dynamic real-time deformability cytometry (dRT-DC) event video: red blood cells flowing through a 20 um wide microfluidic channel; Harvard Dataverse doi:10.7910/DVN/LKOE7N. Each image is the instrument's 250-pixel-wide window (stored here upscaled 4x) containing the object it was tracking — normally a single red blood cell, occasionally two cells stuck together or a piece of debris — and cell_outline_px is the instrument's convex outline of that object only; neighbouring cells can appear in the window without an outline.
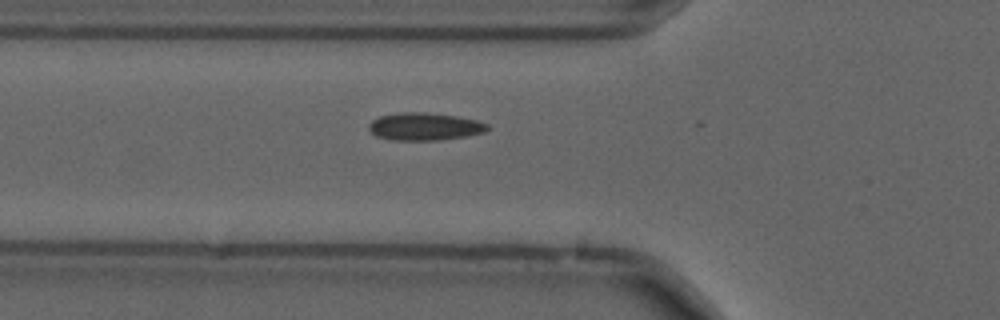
{"species": "common noctule bat (a hibernating species)", "species_latin": "Nyctalus noctula", "temperature_condition": "cold", "stored_images_in_passage": 43, "camera_frame_rate_fps": 3000, "um_per_image_px": 0.085, "animal": {"sex": "male", "forearm_length_mm": 52.5}, "frame": {"image": 1, "passage_image": 6, "time_ms": 1.667, "image_size_px": [1000, 320], "cell_outline_px": [[488, 128], [484, 132], [468, 136], [440, 140], [392, 140], [376, 136], [368, 128], [368, 124], [372, 120], [380, 116], [400, 112], [424, 112], [456, 116], [476, 120], [488, 124]], "centroid_in_image_um": [36.08, 10.76], "position_along_channel_um": 89.7, "area_um2": 19.07}}
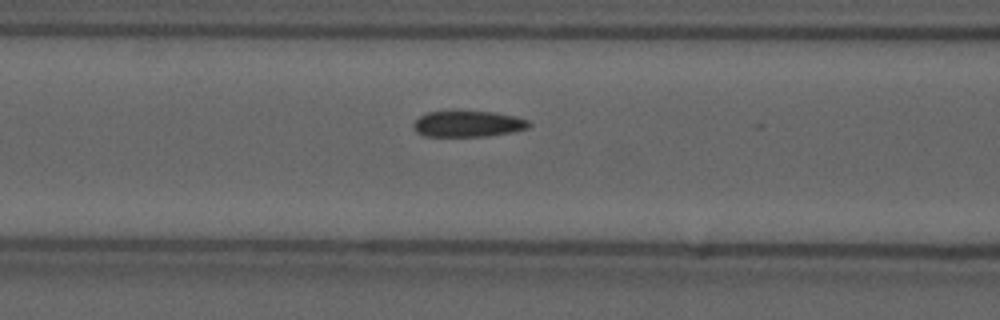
{"frame": {"image": 2, "passage_image": 9, "time_ms": 2.667, "image_size_px": [1000, 320], "cell_outline_px": [[532, 124], [528, 128], [512, 132], [488, 136], [424, 136], [416, 132], [412, 128], [412, 124], [420, 116], [428, 112], [492, 112], [516, 116], [528, 120]], "centroid_in_image_um": [39.78, 10.54], "position_along_channel_um": 126.8, "area_um2": 17.46}}
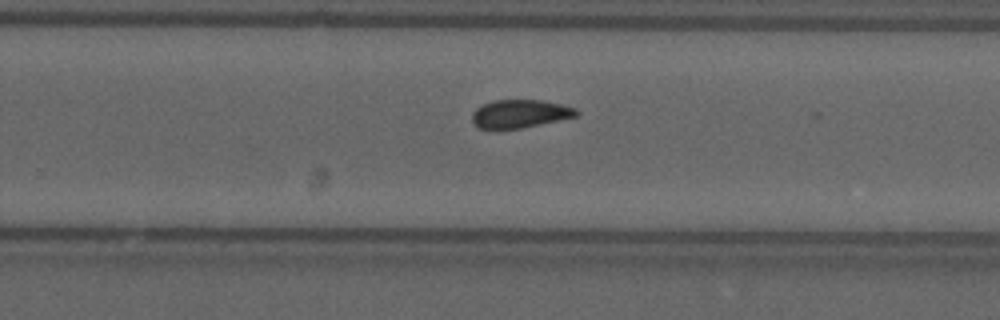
{"frame": {"image": 3, "passage_image": 22, "time_ms": 7.0, "image_size_px": [1000, 320], "cell_outline_px": [[580, 112], [576, 116], [520, 128], [480, 128], [472, 120], [472, 112], [476, 108], [492, 100], [540, 100], [560, 104], [576, 108]], "centroid_in_image_um": [44.19, 9.65], "position_along_channel_um": 285.6, "area_um2": 16.76}, "authors_computed_cell_mechanics": {"area_um2": 17.5712, "velocity_mm_per_s": 3.675, "shape_relaxation_time_tau1_ms": null, "shape_relaxation_time_tau2_ms": 2.452, "deformation_change_tau1": null, "deformation_change_tau2": 0.0643}}